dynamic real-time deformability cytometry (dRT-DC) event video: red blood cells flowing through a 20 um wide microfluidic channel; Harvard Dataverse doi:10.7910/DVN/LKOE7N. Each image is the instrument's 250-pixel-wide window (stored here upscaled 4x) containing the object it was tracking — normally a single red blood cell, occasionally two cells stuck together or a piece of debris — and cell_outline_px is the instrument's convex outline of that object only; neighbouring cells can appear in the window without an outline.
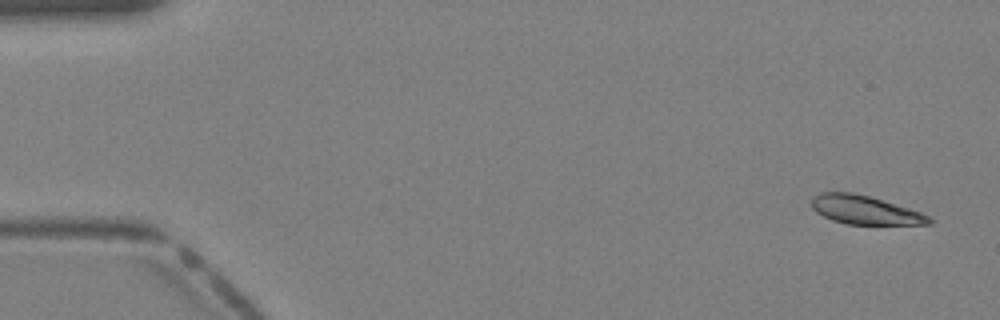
{"species": "Egyptian fruit bat (a non-hibernating species)", "species_latin": "Rousettus aegyptiacus", "temperature_condition": "warm", "stored_images_in_passage": 40, "camera_frame_rate_fps": 3000, "um_per_image_px": 0.085, "animal": {"sex": "female"}, "frame": {"image": 1, "passage_image": 1, "time_ms": 0.0, "image_size_px": [1000, 320], "cell_outline_px": [[932, 224], [848, 224], [832, 220], [816, 212], [812, 208], [812, 200], [820, 192], [852, 192], [868, 196], [908, 208], [920, 212], [928, 216], [932, 220]], "centroid_in_image_um": [73.5, 17.85], "position_along_channel_um": 11.5, "area_um2": 19.25}}
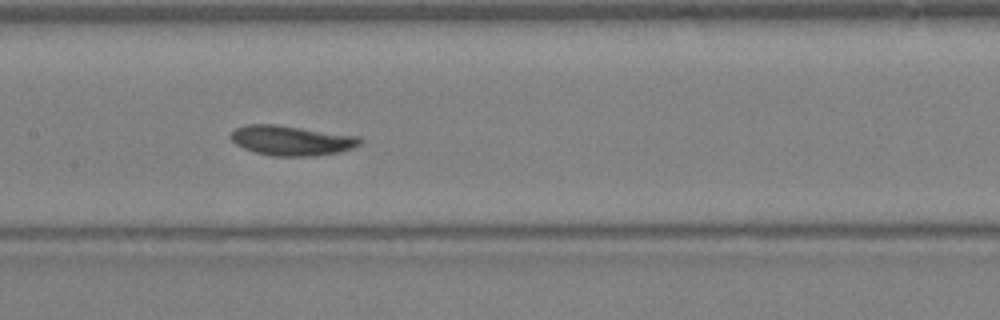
{"frame": {"image": 2, "passage_image": 19, "time_ms": 6.0, "image_size_px": [1000, 320], "cell_outline_px": [[364, 140], [360, 144], [352, 148], [340, 152], [312, 156], [272, 156], [256, 152], [244, 148], [236, 144], [228, 136], [236, 128], [248, 124], [276, 124], [360, 136]], "centroid_in_image_um": [24.8, 11.93], "position_along_channel_um": 182.6, "area_um2": 22.6}}
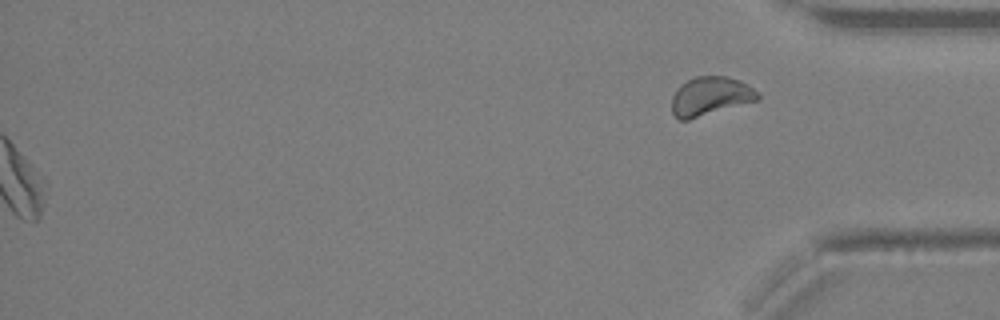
{"frame": {"image": 3, "passage_image": 40, "time_ms": 13.0, "image_size_px": [1000, 320], "cell_outline_px": [[760, 100], [688, 120], [676, 120], [672, 112], [672, 96], [676, 88], [680, 84], [696, 76], [728, 76], [740, 80], [748, 84], [760, 96]], "centroid_in_image_um": [60.36, 8.18], "position_along_channel_um": 374.8, "area_um2": 19.71}}